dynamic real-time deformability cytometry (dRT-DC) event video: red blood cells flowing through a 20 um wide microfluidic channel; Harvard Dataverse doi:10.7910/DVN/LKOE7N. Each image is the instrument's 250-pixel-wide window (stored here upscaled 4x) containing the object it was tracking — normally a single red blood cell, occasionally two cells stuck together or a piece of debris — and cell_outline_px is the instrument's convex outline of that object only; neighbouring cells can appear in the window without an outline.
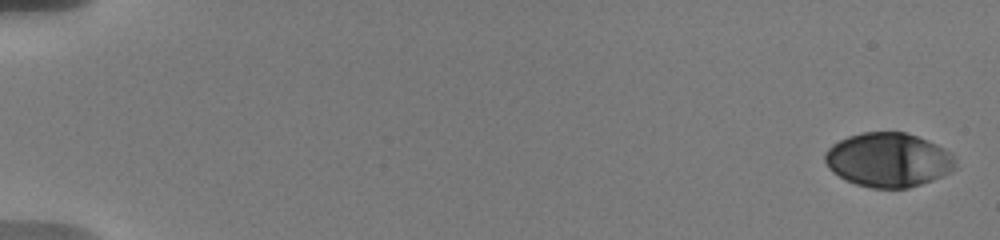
{"species": "human", "species_latin": "Homo sapiens", "temperature_condition": "warm", "stored_images_in_passage": 11, "camera_frame_rate_fps": 3000, "um_per_image_px": 0.085, "donor": {"sex": "male"}, "frame": {"image": 1, "passage_image": 1, "time_ms": 0.0, "image_size_px": [1000, 240], "cell_outline_px": [[956, 168], [952, 172], [932, 180], [908, 188], [872, 188], [856, 184], [844, 180], [832, 172], [828, 168], [824, 160], [824, 152], [832, 144], [848, 136], [864, 132], [904, 132], [916, 136], [936, 144], [944, 148], [952, 156]], "centroid_in_image_um": [75.47, 13.6], "position_along_channel_um": 9.5, "area_um2": 41.21}}
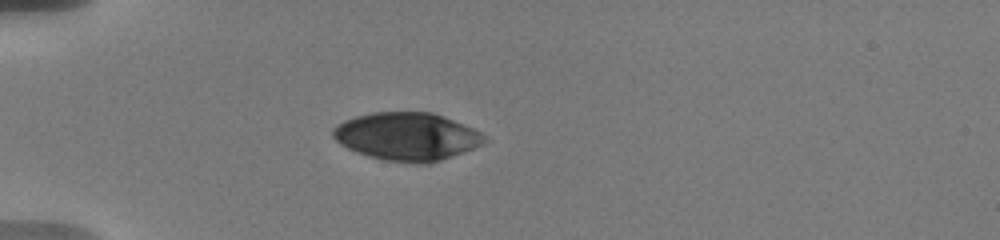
{"frame": {"image": 2, "passage_image": 7, "time_ms": 5.333, "image_size_px": [1000, 240], "cell_outline_px": [[492, 140], [484, 144], [452, 156], [428, 164], [416, 164], [384, 160], [368, 156], [356, 152], [340, 144], [332, 136], [332, 128], [344, 120], [356, 116], [372, 112], [432, 112], [444, 116], [472, 128], [480, 132]], "centroid_in_image_um": [34.6, 11.6], "position_along_channel_um": 50.4, "area_um2": 42.54}}
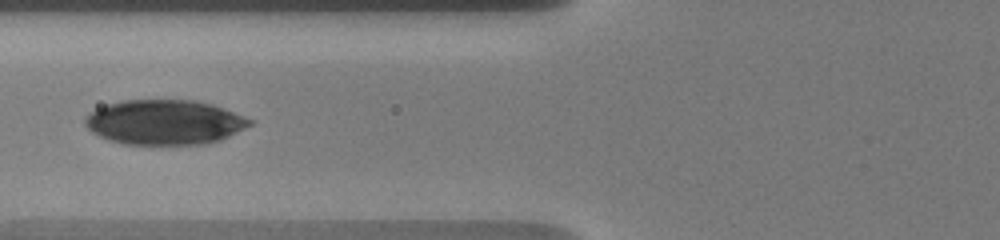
{"frame": {"image": 3, "passage_image": 10, "time_ms": 7.667, "image_size_px": [1000, 240], "cell_outline_px": [[256, 120], [252, 124], [220, 140], [204, 144], [124, 144], [108, 140], [92, 132], [84, 124], [84, 116], [88, 112], [96, 108], [108, 104], [124, 100], [196, 100], [212, 104], [224, 108]], "centroid_in_image_um": [13.98, 10.38], "position_along_channel_um": 111.8, "area_um2": 43.23}}